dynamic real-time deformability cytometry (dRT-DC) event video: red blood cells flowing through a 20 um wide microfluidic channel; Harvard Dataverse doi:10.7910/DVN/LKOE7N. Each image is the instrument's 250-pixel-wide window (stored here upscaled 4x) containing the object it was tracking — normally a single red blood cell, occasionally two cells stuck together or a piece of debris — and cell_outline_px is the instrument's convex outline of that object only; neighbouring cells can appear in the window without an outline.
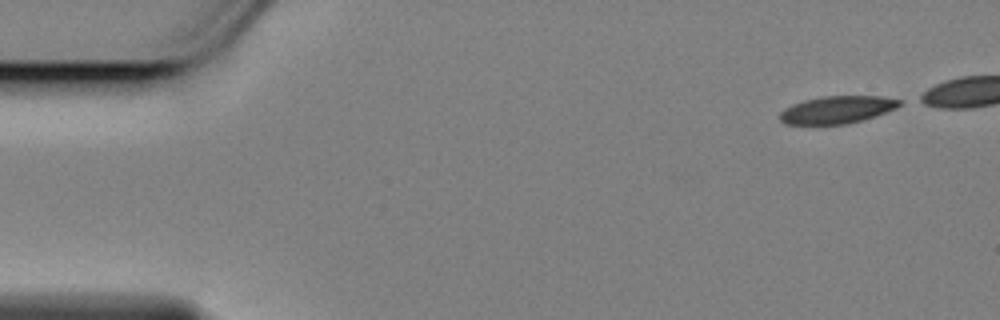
{"species": "Egyptian fruit bat (a non-hibernating species)", "species_latin": "Rousettus aegyptiacus", "temperature_condition": "cold", "stored_images_in_passage": 4, "camera_frame_rate_fps": 3000, "um_per_image_px": 0.085, "animal": {"sex": "female"}, "frame": {"image": 1, "passage_image": 1, "time_ms": 0.0, "image_size_px": [1000, 320], "cell_outline_px": [[904, 100], [896, 108], [848, 124], [784, 124], [780, 120], [780, 112], [784, 108], [792, 104], [804, 100], [820, 96], [880, 96]], "centroid_in_image_um": [71.12, 9.31], "position_along_channel_um": 13.9, "area_um2": 19.02}}